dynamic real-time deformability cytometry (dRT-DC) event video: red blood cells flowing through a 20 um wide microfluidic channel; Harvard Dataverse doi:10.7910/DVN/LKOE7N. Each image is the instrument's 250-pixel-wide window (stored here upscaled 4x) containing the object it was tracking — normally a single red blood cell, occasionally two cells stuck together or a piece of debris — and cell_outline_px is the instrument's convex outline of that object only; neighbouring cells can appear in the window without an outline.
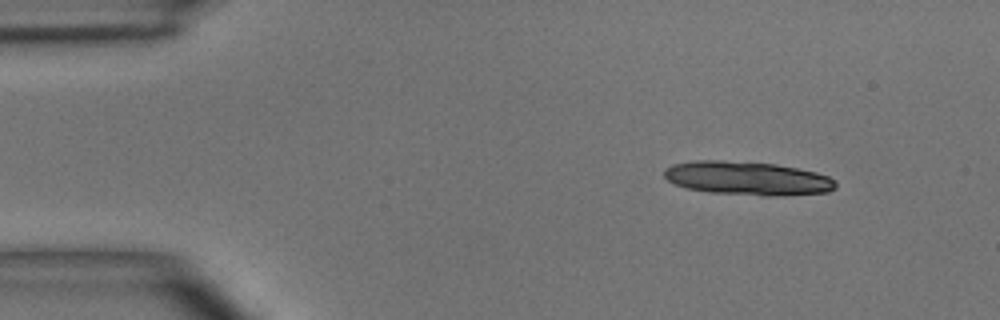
{"species": "common noctule bat (a hibernating species)", "species_latin": "Nyctalus noctula", "temperature_condition": "room temperature", "stored_images_in_passage": 6, "camera_frame_rate_fps": 3000, "um_per_image_px": 0.085, "animal": {"sex": "male", "body_mass_g": 15.6}, "frame": {"image": 1, "passage_image": 1, "time_ms": 0.0, "image_size_px": [1000, 320], "cell_outline_px": [[836, 188], [828, 192], [784, 196], [764, 196], [708, 192], [688, 188], [676, 184], [668, 180], [664, 176], [664, 168], [672, 164], [692, 160], [724, 160], [776, 164], [816, 172], [828, 176], [836, 184]], "centroid_in_image_um": [63.52, 15.15], "position_along_channel_um": 21.5, "area_um2": 33.81}}
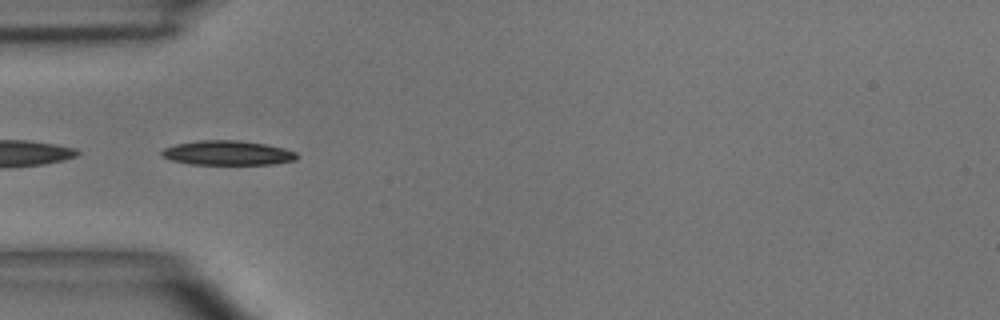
{"frame": {"image": 2, "passage_image": 4, "time_ms": 3.333, "image_size_px": [1000, 320], "cell_outline_px": [[300, 156], [296, 160], [272, 164], [192, 164], [172, 160], [160, 156], [160, 152], [164, 148], [176, 144], [196, 140], [236, 140], [264, 144], [284, 148], [296, 152]], "centroid_in_image_um": [19.34, 12.99], "position_along_channel_um": 65.7, "area_um2": 19.31}}
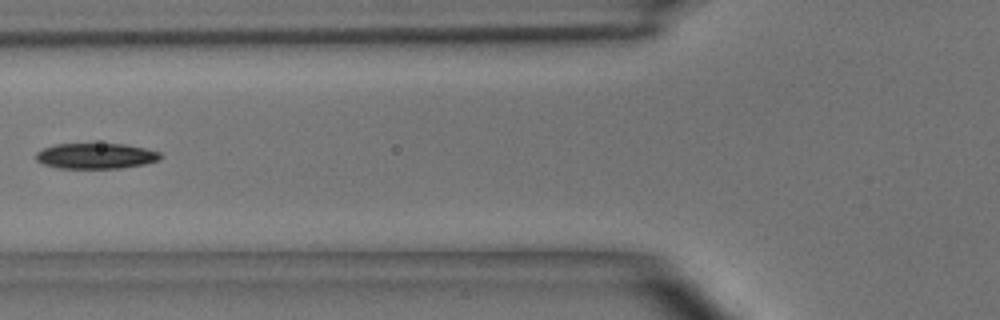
{"frame": {"image": 3, "passage_image": 5, "time_ms": 4.667, "image_size_px": [1000, 320], "cell_outline_px": [[164, 156], [160, 160], [144, 164], [120, 168], [56, 168], [44, 164], [36, 160], [36, 152], [44, 148], [56, 144], [124, 144], [144, 148], [160, 152]], "centroid_in_image_um": [8.17, 13.26], "position_along_channel_um": 117.6, "area_um2": 18.55}}